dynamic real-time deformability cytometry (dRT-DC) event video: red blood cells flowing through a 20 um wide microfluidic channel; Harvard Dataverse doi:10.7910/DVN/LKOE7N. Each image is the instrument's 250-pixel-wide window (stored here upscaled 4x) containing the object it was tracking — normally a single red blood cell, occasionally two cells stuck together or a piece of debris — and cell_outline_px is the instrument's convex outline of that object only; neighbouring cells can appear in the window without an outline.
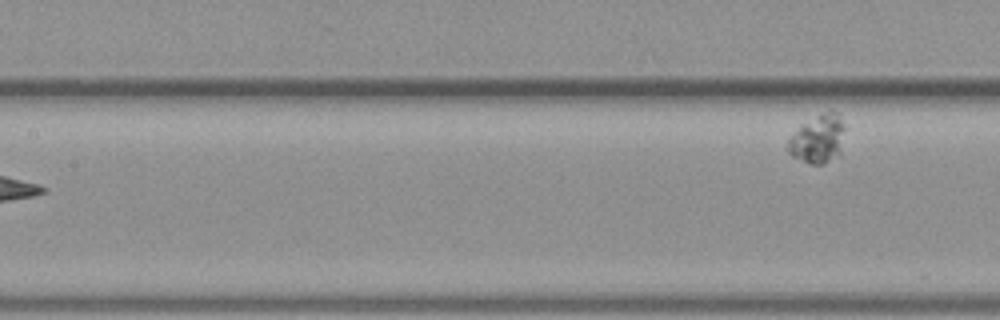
{"species": "common noctule bat (a hibernating species)", "species_latin": "Nyctalus noctula", "temperature_condition": "warm", "stored_images_in_passage": 5, "camera_frame_rate_fps": 3000, "um_per_image_px": 0.085, "animal": {"sex": "female", "body_mass_g": 19.3, "forearm_length_mm": 54.1}, "frame": {"image": 1, "passage_image": 5, "time_ms": 1.333, "image_size_px": [1000, 320], "cell_outline_px": [[844, 128], [840, 156], [824, 164], [812, 164], [792, 156], [788, 152], [788, 140], [800, 124], [824, 112], [840, 112], [844, 124]], "centroid_in_image_um": [69.55, 11.81], "position_along_channel_um": 137.9, "area_um2": 16.13}}